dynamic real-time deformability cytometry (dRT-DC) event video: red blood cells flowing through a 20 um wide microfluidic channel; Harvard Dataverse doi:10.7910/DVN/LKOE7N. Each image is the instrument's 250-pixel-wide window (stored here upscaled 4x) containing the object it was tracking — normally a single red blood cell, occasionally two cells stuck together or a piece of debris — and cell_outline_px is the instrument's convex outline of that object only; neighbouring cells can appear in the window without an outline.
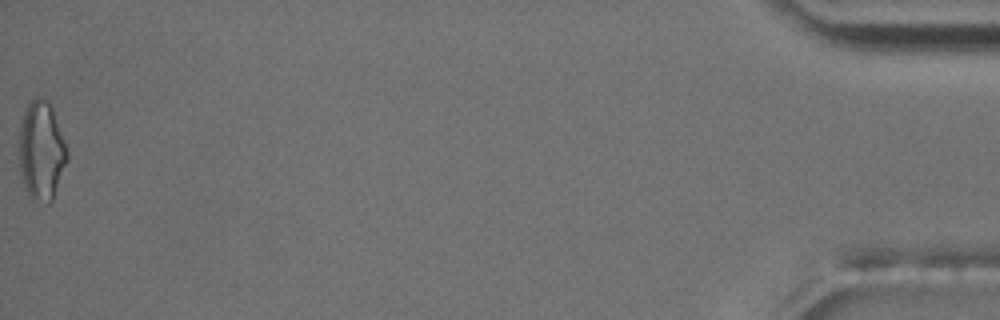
{"species": "common noctule bat (a hibernating species)", "species_latin": "Nyctalus noctula", "temperature_condition": "room temperature", "stored_images_in_passage": 55, "camera_frame_rate_fps": 3000, "um_per_image_px": 0.085, "animal": {"sex": "male", "body_mass_g": 17.5, "forearm_length_mm": 52.3}, "frame": {"image": 1, "passage_image": 55, "time_ms": 18.0, "image_size_px": [1000, 320], "cell_outline_px": [[68, 160], [52, 200], [48, 204], [32, 200], [24, 184], [20, 168], [16, 144], [20, 124], [24, 108], [36, 96], [40, 96], [52, 108], [64, 140], [68, 152]], "centroid_in_image_um": [3.48, 12.81], "position_along_channel_um": 431.7, "area_um2": 28.03}, "authors_computed_cell_mechanics": {"area_um2": 20.4612, "velocity_mm_per_s": 3.7025, "shape_relaxation_time_tau1_ms": 6.3138, "shape_relaxation_time_tau2_ms": 2.8082, "deformation_change_tau1": 0.2033, "deformation_change_tau2": 0.1411}}